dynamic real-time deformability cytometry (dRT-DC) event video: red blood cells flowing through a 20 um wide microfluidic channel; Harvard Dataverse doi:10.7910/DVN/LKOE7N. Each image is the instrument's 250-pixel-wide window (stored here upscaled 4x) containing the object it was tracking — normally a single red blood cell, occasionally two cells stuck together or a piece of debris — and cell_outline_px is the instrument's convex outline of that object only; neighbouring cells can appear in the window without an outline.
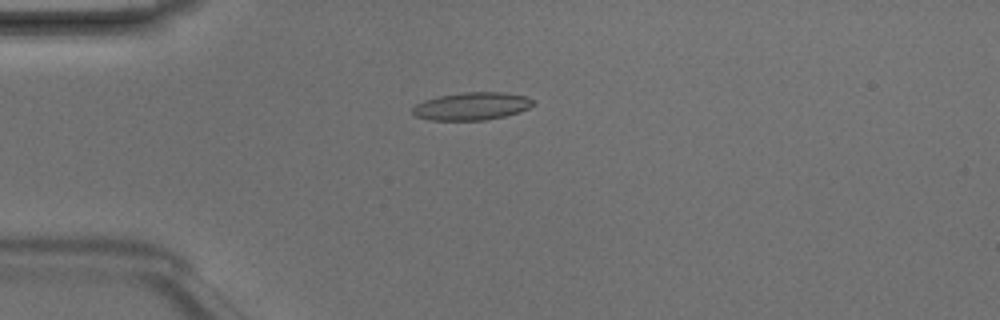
{"species": "Egyptian fruit bat (a non-hibernating species)", "species_latin": "Rousettus aegyptiacus", "temperature_condition": "room temperature", "stored_images_in_passage": 1, "camera_frame_rate_fps": 3000, "um_per_image_px": 0.085, "animal": {"sex": "male"}, "frame": {"image": 1, "passage_image": 1, "time_ms": 0.0, "image_size_px": [1000, 320], "cell_outline_px": [[536, 104], [520, 112], [504, 116], [484, 120], [428, 120], [416, 116], [412, 112], [412, 108], [416, 104], [424, 100], [440, 96], [464, 92], [500, 92], [524, 96], [536, 100]], "centroid_in_image_um": [40.12, 9.03], "position_along_channel_um": 44.9, "area_um2": 19.48}}